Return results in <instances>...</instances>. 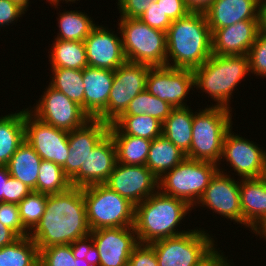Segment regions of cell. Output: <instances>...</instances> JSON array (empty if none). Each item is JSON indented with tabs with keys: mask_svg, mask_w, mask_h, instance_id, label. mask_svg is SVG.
I'll use <instances>...</instances> for the list:
<instances>
[{
	"mask_svg": "<svg viewBox=\"0 0 266 266\" xmlns=\"http://www.w3.org/2000/svg\"><path fill=\"white\" fill-rule=\"evenodd\" d=\"M90 232L83 188L71 187L65 192L48 195L45 212L29 237L38 249H43L72 244Z\"/></svg>",
	"mask_w": 266,
	"mask_h": 266,
	"instance_id": "obj_1",
	"label": "cell"
},
{
	"mask_svg": "<svg viewBox=\"0 0 266 266\" xmlns=\"http://www.w3.org/2000/svg\"><path fill=\"white\" fill-rule=\"evenodd\" d=\"M166 38L168 67L193 70L212 55V33L203 12L172 21Z\"/></svg>",
	"mask_w": 266,
	"mask_h": 266,
	"instance_id": "obj_2",
	"label": "cell"
},
{
	"mask_svg": "<svg viewBox=\"0 0 266 266\" xmlns=\"http://www.w3.org/2000/svg\"><path fill=\"white\" fill-rule=\"evenodd\" d=\"M192 207L185 201L165 195L159 190L135 205L134 229L138 243L150 244L159 239L174 237L188 231H178L182 219Z\"/></svg>",
	"mask_w": 266,
	"mask_h": 266,
	"instance_id": "obj_3",
	"label": "cell"
},
{
	"mask_svg": "<svg viewBox=\"0 0 266 266\" xmlns=\"http://www.w3.org/2000/svg\"><path fill=\"white\" fill-rule=\"evenodd\" d=\"M192 71L194 88L209 94L217 104L214 106L232 110L229 102L235 87L249 75V58L248 55L212 54L200 67Z\"/></svg>",
	"mask_w": 266,
	"mask_h": 266,
	"instance_id": "obj_4",
	"label": "cell"
},
{
	"mask_svg": "<svg viewBox=\"0 0 266 266\" xmlns=\"http://www.w3.org/2000/svg\"><path fill=\"white\" fill-rule=\"evenodd\" d=\"M232 111L223 107L207 106L194 112L192 142L187 158L220 165L223 140L232 127Z\"/></svg>",
	"mask_w": 266,
	"mask_h": 266,
	"instance_id": "obj_5",
	"label": "cell"
},
{
	"mask_svg": "<svg viewBox=\"0 0 266 266\" xmlns=\"http://www.w3.org/2000/svg\"><path fill=\"white\" fill-rule=\"evenodd\" d=\"M218 167L212 162L186 157L159 178L158 190L165 195L185 201L193 209L219 171Z\"/></svg>",
	"mask_w": 266,
	"mask_h": 266,
	"instance_id": "obj_6",
	"label": "cell"
},
{
	"mask_svg": "<svg viewBox=\"0 0 266 266\" xmlns=\"http://www.w3.org/2000/svg\"><path fill=\"white\" fill-rule=\"evenodd\" d=\"M119 18L118 29L127 61L152 67L166 66V32L154 29L138 18Z\"/></svg>",
	"mask_w": 266,
	"mask_h": 266,
	"instance_id": "obj_7",
	"label": "cell"
},
{
	"mask_svg": "<svg viewBox=\"0 0 266 266\" xmlns=\"http://www.w3.org/2000/svg\"><path fill=\"white\" fill-rule=\"evenodd\" d=\"M87 222L91 231L134 226L135 205L105 184L83 188Z\"/></svg>",
	"mask_w": 266,
	"mask_h": 266,
	"instance_id": "obj_8",
	"label": "cell"
},
{
	"mask_svg": "<svg viewBox=\"0 0 266 266\" xmlns=\"http://www.w3.org/2000/svg\"><path fill=\"white\" fill-rule=\"evenodd\" d=\"M200 229L151 242L158 266H195L217 246L213 236Z\"/></svg>",
	"mask_w": 266,
	"mask_h": 266,
	"instance_id": "obj_9",
	"label": "cell"
},
{
	"mask_svg": "<svg viewBox=\"0 0 266 266\" xmlns=\"http://www.w3.org/2000/svg\"><path fill=\"white\" fill-rule=\"evenodd\" d=\"M152 66L126 61L114 71L106 108L95 118L112 124L127 109L131 100L146 89V78Z\"/></svg>",
	"mask_w": 266,
	"mask_h": 266,
	"instance_id": "obj_10",
	"label": "cell"
},
{
	"mask_svg": "<svg viewBox=\"0 0 266 266\" xmlns=\"http://www.w3.org/2000/svg\"><path fill=\"white\" fill-rule=\"evenodd\" d=\"M45 90L36 106L28 109L37 119L67 132L78 129L91 120L79 104L70 100L62 92L50 85Z\"/></svg>",
	"mask_w": 266,
	"mask_h": 266,
	"instance_id": "obj_11",
	"label": "cell"
},
{
	"mask_svg": "<svg viewBox=\"0 0 266 266\" xmlns=\"http://www.w3.org/2000/svg\"><path fill=\"white\" fill-rule=\"evenodd\" d=\"M25 139L41 157L63 167L69 156V132L57 129L33 116L25 109Z\"/></svg>",
	"mask_w": 266,
	"mask_h": 266,
	"instance_id": "obj_12",
	"label": "cell"
},
{
	"mask_svg": "<svg viewBox=\"0 0 266 266\" xmlns=\"http://www.w3.org/2000/svg\"><path fill=\"white\" fill-rule=\"evenodd\" d=\"M194 75L191 69L155 66L149 69L146 90L173 108L187 107L185 97L193 90Z\"/></svg>",
	"mask_w": 266,
	"mask_h": 266,
	"instance_id": "obj_13",
	"label": "cell"
},
{
	"mask_svg": "<svg viewBox=\"0 0 266 266\" xmlns=\"http://www.w3.org/2000/svg\"><path fill=\"white\" fill-rule=\"evenodd\" d=\"M232 127L226 132L223 140L221 159L229 162L230 167L242 179L260 178L264 176L266 167V151L255 142L234 135ZM233 133V134H232Z\"/></svg>",
	"mask_w": 266,
	"mask_h": 266,
	"instance_id": "obj_14",
	"label": "cell"
},
{
	"mask_svg": "<svg viewBox=\"0 0 266 266\" xmlns=\"http://www.w3.org/2000/svg\"><path fill=\"white\" fill-rule=\"evenodd\" d=\"M158 181L146 165L117 162L105 185L137 205L158 191Z\"/></svg>",
	"mask_w": 266,
	"mask_h": 266,
	"instance_id": "obj_15",
	"label": "cell"
},
{
	"mask_svg": "<svg viewBox=\"0 0 266 266\" xmlns=\"http://www.w3.org/2000/svg\"><path fill=\"white\" fill-rule=\"evenodd\" d=\"M225 174L219 166V171L208 184L196 206L201 204V207H207L216 214L242 225L240 182L235 181L233 177Z\"/></svg>",
	"mask_w": 266,
	"mask_h": 266,
	"instance_id": "obj_16",
	"label": "cell"
},
{
	"mask_svg": "<svg viewBox=\"0 0 266 266\" xmlns=\"http://www.w3.org/2000/svg\"><path fill=\"white\" fill-rule=\"evenodd\" d=\"M90 234L99 253V266H127L139 244L134 226L96 229Z\"/></svg>",
	"mask_w": 266,
	"mask_h": 266,
	"instance_id": "obj_17",
	"label": "cell"
},
{
	"mask_svg": "<svg viewBox=\"0 0 266 266\" xmlns=\"http://www.w3.org/2000/svg\"><path fill=\"white\" fill-rule=\"evenodd\" d=\"M117 163L115 143L107 133L89 152L85 164L70 180L72 187L84 188L95 184H105Z\"/></svg>",
	"mask_w": 266,
	"mask_h": 266,
	"instance_id": "obj_18",
	"label": "cell"
},
{
	"mask_svg": "<svg viewBox=\"0 0 266 266\" xmlns=\"http://www.w3.org/2000/svg\"><path fill=\"white\" fill-rule=\"evenodd\" d=\"M104 27L96 26L84 40L87 62L90 67L115 71L127 61L122 38Z\"/></svg>",
	"mask_w": 266,
	"mask_h": 266,
	"instance_id": "obj_19",
	"label": "cell"
},
{
	"mask_svg": "<svg viewBox=\"0 0 266 266\" xmlns=\"http://www.w3.org/2000/svg\"><path fill=\"white\" fill-rule=\"evenodd\" d=\"M110 124L98 119L89 120L84 126L69 132V156L62 169L71 180L85 164L89 152L108 133Z\"/></svg>",
	"mask_w": 266,
	"mask_h": 266,
	"instance_id": "obj_20",
	"label": "cell"
},
{
	"mask_svg": "<svg viewBox=\"0 0 266 266\" xmlns=\"http://www.w3.org/2000/svg\"><path fill=\"white\" fill-rule=\"evenodd\" d=\"M212 33V54L248 55L258 35V20H244L231 26L210 29Z\"/></svg>",
	"mask_w": 266,
	"mask_h": 266,
	"instance_id": "obj_21",
	"label": "cell"
},
{
	"mask_svg": "<svg viewBox=\"0 0 266 266\" xmlns=\"http://www.w3.org/2000/svg\"><path fill=\"white\" fill-rule=\"evenodd\" d=\"M114 71L87 66L83 69L84 111L95 119L107 106Z\"/></svg>",
	"mask_w": 266,
	"mask_h": 266,
	"instance_id": "obj_22",
	"label": "cell"
},
{
	"mask_svg": "<svg viewBox=\"0 0 266 266\" xmlns=\"http://www.w3.org/2000/svg\"><path fill=\"white\" fill-rule=\"evenodd\" d=\"M210 29H220L244 20H258L257 0H215L204 11Z\"/></svg>",
	"mask_w": 266,
	"mask_h": 266,
	"instance_id": "obj_23",
	"label": "cell"
},
{
	"mask_svg": "<svg viewBox=\"0 0 266 266\" xmlns=\"http://www.w3.org/2000/svg\"><path fill=\"white\" fill-rule=\"evenodd\" d=\"M239 190L243 225L254 232L266 221V179H241Z\"/></svg>",
	"mask_w": 266,
	"mask_h": 266,
	"instance_id": "obj_24",
	"label": "cell"
},
{
	"mask_svg": "<svg viewBox=\"0 0 266 266\" xmlns=\"http://www.w3.org/2000/svg\"><path fill=\"white\" fill-rule=\"evenodd\" d=\"M41 161V157L25 139L6 166L12 177L37 192V179Z\"/></svg>",
	"mask_w": 266,
	"mask_h": 266,
	"instance_id": "obj_25",
	"label": "cell"
},
{
	"mask_svg": "<svg viewBox=\"0 0 266 266\" xmlns=\"http://www.w3.org/2000/svg\"><path fill=\"white\" fill-rule=\"evenodd\" d=\"M194 113L189 106L173 108L162 125V135L187 154L192 142Z\"/></svg>",
	"mask_w": 266,
	"mask_h": 266,
	"instance_id": "obj_26",
	"label": "cell"
},
{
	"mask_svg": "<svg viewBox=\"0 0 266 266\" xmlns=\"http://www.w3.org/2000/svg\"><path fill=\"white\" fill-rule=\"evenodd\" d=\"M25 110L0 117V166H6L25 141Z\"/></svg>",
	"mask_w": 266,
	"mask_h": 266,
	"instance_id": "obj_27",
	"label": "cell"
},
{
	"mask_svg": "<svg viewBox=\"0 0 266 266\" xmlns=\"http://www.w3.org/2000/svg\"><path fill=\"white\" fill-rule=\"evenodd\" d=\"M186 158V154L163 135L153 139L149 147L146 167L159 179Z\"/></svg>",
	"mask_w": 266,
	"mask_h": 266,
	"instance_id": "obj_28",
	"label": "cell"
},
{
	"mask_svg": "<svg viewBox=\"0 0 266 266\" xmlns=\"http://www.w3.org/2000/svg\"><path fill=\"white\" fill-rule=\"evenodd\" d=\"M163 123L148 114L120 116L109 126L110 135H131L135 137L156 139L162 135Z\"/></svg>",
	"mask_w": 266,
	"mask_h": 266,
	"instance_id": "obj_29",
	"label": "cell"
},
{
	"mask_svg": "<svg viewBox=\"0 0 266 266\" xmlns=\"http://www.w3.org/2000/svg\"><path fill=\"white\" fill-rule=\"evenodd\" d=\"M50 50L51 68L83 70L88 66L84 41L55 39Z\"/></svg>",
	"mask_w": 266,
	"mask_h": 266,
	"instance_id": "obj_30",
	"label": "cell"
},
{
	"mask_svg": "<svg viewBox=\"0 0 266 266\" xmlns=\"http://www.w3.org/2000/svg\"><path fill=\"white\" fill-rule=\"evenodd\" d=\"M0 266H39V249L29 237L0 248Z\"/></svg>",
	"mask_w": 266,
	"mask_h": 266,
	"instance_id": "obj_31",
	"label": "cell"
},
{
	"mask_svg": "<svg viewBox=\"0 0 266 266\" xmlns=\"http://www.w3.org/2000/svg\"><path fill=\"white\" fill-rule=\"evenodd\" d=\"M117 162L126 165H146L152 140L131 135H111Z\"/></svg>",
	"mask_w": 266,
	"mask_h": 266,
	"instance_id": "obj_32",
	"label": "cell"
},
{
	"mask_svg": "<svg viewBox=\"0 0 266 266\" xmlns=\"http://www.w3.org/2000/svg\"><path fill=\"white\" fill-rule=\"evenodd\" d=\"M59 33L55 39L84 41L97 26L85 12L71 10L60 13L58 18Z\"/></svg>",
	"mask_w": 266,
	"mask_h": 266,
	"instance_id": "obj_33",
	"label": "cell"
},
{
	"mask_svg": "<svg viewBox=\"0 0 266 266\" xmlns=\"http://www.w3.org/2000/svg\"><path fill=\"white\" fill-rule=\"evenodd\" d=\"M52 78L49 85L79 104L84 110L83 70L51 68Z\"/></svg>",
	"mask_w": 266,
	"mask_h": 266,
	"instance_id": "obj_34",
	"label": "cell"
},
{
	"mask_svg": "<svg viewBox=\"0 0 266 266\" xmlns=\"http://www.w3.org/2000/svg\"><path fill=\"white\" fill-rule=\"evenodd\" d=\"M173 107L166 101L150 94L146 89L135 96L121 116L148 114L162 123L170 115Z\"/></svg>",
	"mask_w": 266,
	"mask_h": 266,
	"instance_id": "obj_35",
	"label": "cell"
},
{
	"mask_svg": "<svg viewBox=\"0 0 266 266\" xmlns=\"http://www.w3.org/2000/svg\"><path fill=\"white\" fill-rule=\"evenodd\" d=\"M72 187L70 179L61 166L52 161L42 160L37 179V192L42 194H58Z\"/></svg>",
	"mask_w": 266,
	"mask_h": 266,
	"instance_id": "obj_36",
	"label": "cell"
},
{
	"mask_svg": "<svg viewBox=\"0 0 266 266\" xmlns=\"http://www.w3.org/2000/svg\"><path fill=\"white\" fill-rule=\"evenodd\" d=\"M47 194L32 191L18 205L23 227L30 233L39 223L45 212Z\"/></svg>",
	"mask_w": 266,
	"mask_h": 266,
	"instance_id": "obj_37",
	"label": "cell"
},
{
	"mask_svg": "<svg viewBox=\"0 0 266 266\" xmlns=\"http://www.w3.org/2000/svg\"><path fill=\"white\" fill-rule=\"evenodd\" d=\"M39 266H92L85 258H75L71 244L53 245L39 249Z\"/></svg>",
	"mask_w": 266,
	"mask_h": 266,
	"instance_id": "obj_38",
	"label": "cell"
},
{
	"mask_svg": "<svg viewBox=\"0 0 266 266\" xmlns=\"http://www.w3.org/2000/svg\"><path fill=\"white\" fill-rule=\"evenodd\" d=\"M250 73L266 77V34L258 32L248 52Z\"/></svg>",
	"mask_w": 266,
	"mask_h": 266,
	"instance_id": "obj_39",
	"label": "cell"
},
{
	"mask_svg": "<svg viewBox=\"0 0 266 266\" xmlns=\"http://www.w3.org/2000/svg\"><path fill=\"white\" fill-rule=\"evenodd\" d=\"M0 222L13 230L19 237L29 236V232L23 227L21 222L16 203H0Z\"/></svg>",
	"mask_w": 266,
	"mask_h": 266,
	"instance_id": "obj_40",
	"label": "cell"
},
{
	"mask_svg": "<svg viewBox=\"0 0 266 266\" xmlns=\"http://www.w3.org/2000/svg\"><path fill=\"white\" fill-rule=\"evenodd\" d=\"M71 249L75 258H85L90 265L99 266V253L91 234L74 241Z\"/></svg>",
	"mask_w": 266,
	"mask_h": 266,
	"instance_id": "obj_41",
	"label": "cell"
},
{
	"mask_svg": "<svg viewBox=\"0 0 266 266\" xmlns=\"http://www.w3.org/2000/svg\"><path fill=\"white\" fill-rule=\"evenodd\" d=\"M139 19L146 25L166 33L172 23V21L164 14L161 5L156 1L150 3L149 9H147Z\"/></svg>",
	"mask_w": 266,
	"mask_h": 266,
	"instance_id": "obj_42",
	"label": "cell"
},
{
	"mask_svg": "<svg viewBox=\"0 0 266 266\" xmlns=\"http://www.w3.org/2000/svg\"><path fill=\"white\" fill-rule=\"evenodd\" d=\"M127 266H158L156 253L149 244H138L132 251Z\"/></svg>",
	"mask_w": 266,
	"mask_h": 266,
	"instance_id": "obj_43",
	"label": "cell"
},
{
	"mask_svg": "<svg viewBox=\"0 0 266 266\" xmlns=\"http://www.w3.org/2000/svg\"><path fill=\"white\" fill-rule=\"evenodd\" d=\"M32 191L27 185L10 175L5 185L3 202L18 204Z\"/></svg>",
	"mask_w": 266,
	"mask_h": 266,
	"instance_id": "obj_44",
	"label": "cell"
},
{
	"mask_svg": "<svg viewBox=\"0 0 266 266\" xmlns=\"http://www.w3.org/2000/svg\"><path fill=\"white\" fill-rule=\"evenodd\" d=\"M154 1L156 0H118L120 17L139 19Z\"/></svg>",
	"mask_w": 266,
	"mask_h": 266,
	"instance_id": "obj_45",
	"label": "cell"
},
{
	"mask_svg": "<svg viewBox=\"0 0 266 266\" xmlns=\"http://www.w3.org/2000/svg\"><path fill=\"white\" fill-rule=\"evenodd\" d=\"M27 10L11 0H0V27L9 26L24 15Z\"/></svg>",
	"mask_w": 266,
	"mask_h": 266,
	"instance_id": "obj_46",
	"label": "cell"
},
{
	"mask_svg": "<svg viewBox=\"0 0 266 266\" xmlns=\"http://www.w3.org/2000/svg\"><path fill=\"white\" fill-rule=\"evenodd\" d=\"M161 5L164 14L171 20H178L191 12L184 0H156Z\"/></svg>",
	"mask_w": 266,
	"mask_h": 266,
	"instance_id": "obj_47",
	"label": "cell"
},
{
	"mask_svg": "<svg viewBox=\"0 0 266 266\" xmlns=\"http://www.w3.org/2000/svg\"><path fill=\"white\" fill-rule=\"evenodd\" d=\"M231 262L214 247L195 266H231Z\"/></svg>",
	"mask_w": 266,
	"mask_h": 266,
	"instance_id": "obj_48",
	"label": "cell"
},
{
	"mask_svg": "<svg viewBox=\"0 0 266 266\" xmlns=\"http://www.w3.org/2000/svg\"><path fill=\"white\" fill-rule=\"evenodd\" d=\"M19 236L0 222V248L13 243Z\"/></svg>",
	"mask_w": 266,
	"mask_h": 266,
	"instance_id": "obj_49",
	"label": "cell"
},
{
	"mask_svg": "<svg viewBox=\"0 0 266 266\" xmlns=\"http://www.w3.org/2000/svg\"><path fill=\"white\" fill-rule=\"evenodd\" d=\"M187 8L192 12H203L214 3L215 0H184Z\"/></svg>",
	"mask_w": 266,
	"mask_h": 266,
	"instance_id": "obj_50",
	"label": "cell"
},
{
	"mask_svg": "<svg viewBox=\"0 0 266 266\" xmlns=\"http://www.w3.org/2000/svg\"><path fill=\"white\" fill-rule=\"evenodd\" d=\"M258 31L266 34V0L258 3Z\"/></svg>",
	"mask_w": 266,
	"mask_h": 266,
	"instance_id": "obj_51",
	"label": "cell"
},
{
	"mask_svg": "<svg viewBox=\"0 0 266 266\" xmlns=\"http://www.w3.org/2000/svg\"><path fill=\"white\" fill-rule=\"evenodd\" d=\"M9 176L10 174L7 166H0V203L3 202V194H5V185Z\"/></svg>",
	"mask_w": 266,
	"mask_h": 266,
	"instance_id": "obj_52",
	"label": "cell"
},
{
	"mask_svg": "<svg viewBox=\"0 0 266 266\" xmlns=\"http://www.w3.org/2000/svg\"><path fill=\"white\" fill-rule=\"evenodd\" d=\"M260 235V237H265L264 240L266 239V221L257 229L254 231V234ZM262 235V236H261Z\"/></svg>",
	"mask_w": 266,
	"mask_h": 266,
	"instance_id": "obj_53",
	"label": "cell"
},
{
	"mask_svg": "<svg viewBox=\"0 0 266 266\" xmlns=\"http://www.w3.org/2000/svg\"><path fill=\"white\" fill-rule=\"evenodd\" d=\"M13 2H16L17 4H19L21 7H23L25 10L28 8V4L29 3V0H11Z\"/></svg>",
	"mask_w": 266,
	"mask_h": 266,
	"instance_id": "obj_54",
	"label": "cell"
},
{
	"mask_svg": "<svg viewBox=\"0 0 266 266\" xmlns=\"http://www.w3.org/2000/svg\"><path fill=\"white\" fill-rule=\"evenodd\" d=\"M47 1V0H46ZM61 0H48L47 2H50V5H54V6H56L55 8H58L57 6H59V2H60ZM63 2H64V0H62ZM66 1V3L67 2H72V3H75V1L76 0H65ZM78 1V0H77Z\"/></svg>",
	"mask_w": 266,
	"mask_h": 266,
	"instance_id": "obj_55",
	"label": "cell"
},
{
	"mask_svg": "<svg viewBox=\"0 0 266 266\" xmlns=\"http://www.w3.org/2000/svg\"><path fill=\"white\" fill-rule=\"evenodd\" d=\"M263 177L266 179V167H265V173H264V176Z\"/></svg>",
	"mask_w": 266,
	"mask_h": 266,
	"instance_id": "obj_56",
	"label": "cell"
}]
</instances>
